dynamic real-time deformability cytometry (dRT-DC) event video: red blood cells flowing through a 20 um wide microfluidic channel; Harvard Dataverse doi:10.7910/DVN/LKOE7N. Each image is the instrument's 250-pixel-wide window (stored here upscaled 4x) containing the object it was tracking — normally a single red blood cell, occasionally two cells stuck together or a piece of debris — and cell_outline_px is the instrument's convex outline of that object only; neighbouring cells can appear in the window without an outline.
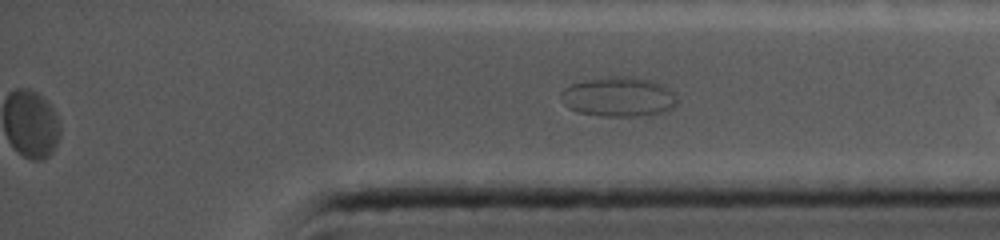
{"species": "common noctule bat (a hibernating species)", "species_latin": "Nyctalus noctula", "temperature_condition": "cold", "stored_images_in_passage": 62, "segment_of_instrument_passage": [2, 2], "camera_frame_rate_fps": 5000, "um_per_image_px": 0.085, "animal": {"sex": "female", "body_mass_g": 19.0, "forearm_length_mm": 56.7}, "frame": {"image": 1, "passage_image": 62, "time_ms": 12.2, "image_size_px": [1000, 240], "cell_outline_px": [[676, 108], [664, 112], [636, 116], [600, 116], [576, 112], [568, 108], [564, 104], [560, 96], [560, 92], [564, 88], [572, 84], [588, 80], [624, 76], [644, 80], [660, 84], [668, 88], [676, 96]], "centroid_in_image_um": [52.56, 8.27], "position_along_channel_um": 382.6, "area_um2": 26.47}}